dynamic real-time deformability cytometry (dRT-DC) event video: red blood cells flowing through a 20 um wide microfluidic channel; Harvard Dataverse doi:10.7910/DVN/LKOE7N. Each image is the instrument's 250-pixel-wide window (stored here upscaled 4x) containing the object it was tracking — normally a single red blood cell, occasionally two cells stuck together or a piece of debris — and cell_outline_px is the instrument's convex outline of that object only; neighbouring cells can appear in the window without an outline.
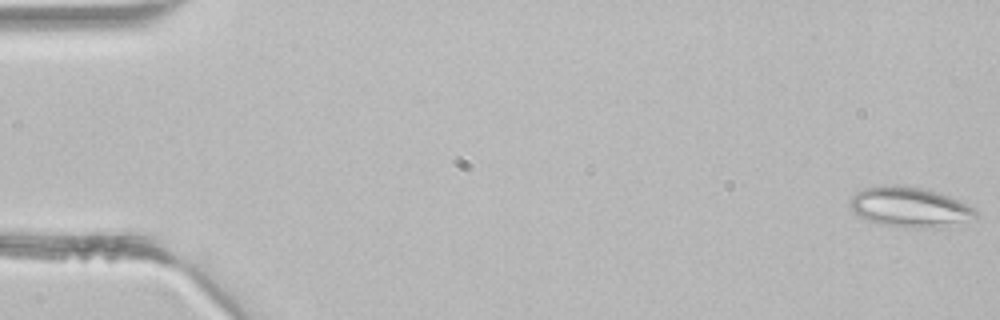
{"species": "common noctule bat (a hibernating species)", "species_latin": "Nyctalus noctula", "temperature_condition": "room temperature", "stored_images_in_passage": 4, "camera_frame_rate_fps": 3000, "um_per_image_px": 0.085, "animal": {"sex": "male", "body_mass_g": 21.5, "forearm_length_mm": 52.0}, "frame": {"image": 1, "passage_image": 1, "time_ms": 0.0, "image_size_px": [1000, 320], "cell_outline_px": [[976, 216], [936, 228], [920, 228], [880, 224], [868, 220], [852, 212], [848, 208], [848, 200], [856, 192], [864, 188], [884, 184], [892, 184], [920, 188], [936, 192], [948, 196], [968, 204], [976, 208]], "centroid_in_image_um": [77.22, 17.58], "position_along_channel_um": 7.8, "area_um2": 29.07}}